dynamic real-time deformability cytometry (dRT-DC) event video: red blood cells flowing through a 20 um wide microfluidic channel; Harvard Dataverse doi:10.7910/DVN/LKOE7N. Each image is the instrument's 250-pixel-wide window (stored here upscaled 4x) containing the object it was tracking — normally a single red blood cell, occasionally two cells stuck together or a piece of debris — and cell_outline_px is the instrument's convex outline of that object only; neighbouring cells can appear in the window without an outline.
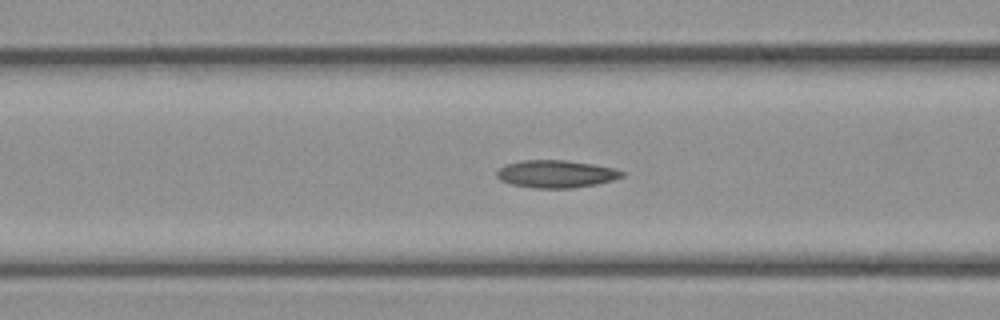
{"species": "common noctule bat (a hibernating species)", "species_latin": "Nyctalus noctula", "temperature_condition": "cold", "stored_images_in_passage": 52, "camera_frame_rate_fps": 3000, "um_per_image_px": 0.085, "animal": {"sex": "female", "body_mass_g": 21.9}, "frame": {"image": 1, "passage_image": 20, "time_ms": 6.333, "image_size_px": [1000, 320], "cell_outline_px": [[624, 176], [612, 180], [596, 184], [572, 188], [536, 188], [512, 184], [500, 180], [496, 176], [496, 172], [504, 164], [524, 160], [568, 160], [616, 168], [624, 172]], "centroid_in_image_um": [47.27, 14.78], "position_along_channel_um": 119.3, "area_um2": 20.11}}
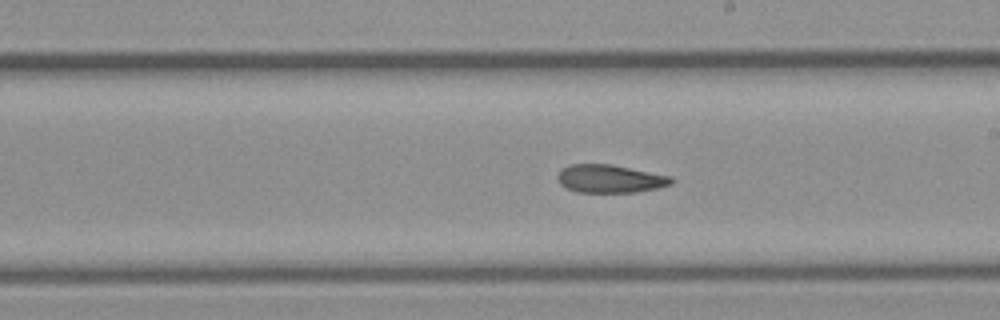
{"frame": {"image": 2, "passage_image": 29, "time_ms": 9.333, "image_size_px": [1000, 320], "cell_outline_px": [[676, 180], [672, 184], [656, 188], [636, 192], [576, 192], [560, 184], [556, 180], [556, 176], [560, 168], [568, 164], [612, 164], [672, 176]], "centroid_in_image_um": [51.83, 15.18], "position_along_channel_um": 237.2, "area_um2": 18.9}}
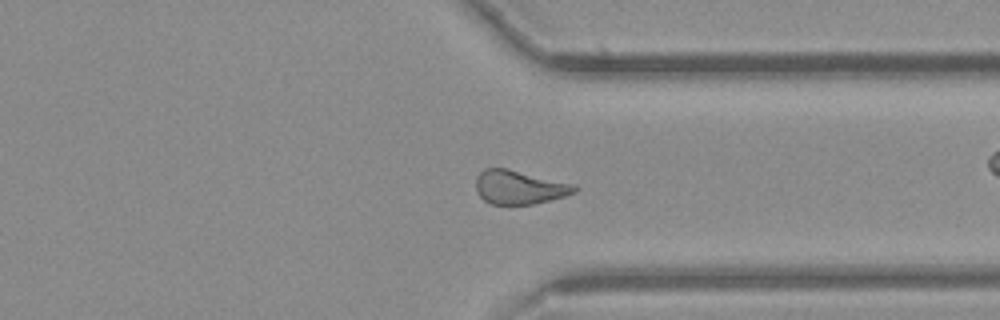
{"frame": {"image": 3, "passage_image": 39, "time_ms": 12.667, "image_size_px": [1000, 320], "cell_outline_px": [[580, 188], [576, 192], [564, 196], [532, 204], [492, 204], [484, 200], [476, 192], [476, 176], [484, 168], [504, 168], [576, 184]], "centroid_in_image_um": [44.14, 15.91], "position_along_channel_um": 367.3, "area_um2": 19.36}, "authors_computed_cell_mechanics": {"area_um2": 19.8543, "velocity_mm_per_s": 3.9212, "shape_relaxation_time_tau1_ms": null, "shape_relaxation_time_tau2_ms": 5.0445, "deformation_change_tau1": null, "deformation_change_tau2": 0.1168}}